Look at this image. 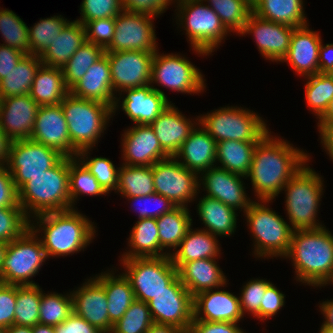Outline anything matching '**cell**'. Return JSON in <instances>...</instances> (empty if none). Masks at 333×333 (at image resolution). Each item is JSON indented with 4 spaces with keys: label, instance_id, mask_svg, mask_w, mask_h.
Returning a JSON list of instances; mask_svg holds the SVG:
<instances>
[{
    "label": "cell",
    "instance_id": "obj_1",
    "mask_svg": "<svg viewBox=\"0 0 333 333\" xmlns=\"http://www.w3.org/2000/svg\"><path fill=\"white\" fill-rule=\"evenodd\" d=\"M309 155L268 132L256 145L249 177L259 200H272L307 163Z\"/></svg>",
    "mask_w": 333,
    "mask_h": 333
},
{
    "label": "cell",
    "instance_id": "obj_2",
    "mask_svg": "<svg viewBox=\"0 0 333 333\" xmlns=\"http://www.w3.org/2000/svg\"><path fill=\"white\" fill-rule=\"evenodd\" d=\"M284 258L292 259L297 281L323 287L333 278V234L326 227L294 230Z\"/></svg>",
    "mask_w": 333,
    "mask_h": 333
},
{
    "label": "cell",
    "instance_id": "obj_3",
    "mask_svg": "<svg viewBox=\"0 0 333 333\" xmlns=\"http://www.w3.org/2000/svg\"><path fill=\"white\" fill-rule=\"evenodd\" d=\"M86 217L76 209L44 213L33 217L37 223L30 219V229L37 236L44 233L39 239L48 258L72 255L84 251L95 237L96 226Z\"/></svg>",
    "mask_w": 333,
    "mask_h": 333
},
{
    "label": "cell",
    "instance_id": "obj_4",
    "mask_svg": "<svg viewBox=\"0 0 333 333\" xmlns=\"http://www.w3.org/2000/svg\"><path fill=\"white\" fill-rule=\"evenodd\" d=\"M69 168L70 157H63L54 167L33 176L18 190L19 205L29 219L44 213L72 209Z\"/></svg>",
    "mask_w": 333,
    "mask_h": 333
},
{
    "label": "cell",
    "instance_id": "obj_5",
    "mask_svg": "<svg viewBox=\"0 0 333 333\" xmlns=\"http://www.w3.org/2000/svg\"><path fill=\"white\" fill-rule=\"evenodd\" d=\"M323 185L322 177L308 167L307 163L284 186L282 191L286 192L285 210L293 230L324 227L316 218Z\"/></svg>",
    "mask_w": 333,
    "mask_h": 333
},
{
    "label": "cell",
    "instance_id": "obj_6",
    "mask_svg": "<svg viewBox=\"0 0 333 333\" xmlns=\"http://www.w3.org/2000/svg\"><path fill=\"white\" fill-rule=\"evenodd\" d=\"M60 104L67 121L71 145L78 152L95 147L112 118L113 109L102 102L80 99L70 93Z\"/></svg>",
    "mask_w": 333,
    "mask_h": 333
},
{
    "label": "cell",
    "instance_id": "obj_7",
    "mask_svg": "<svg viewBox=\"0 0 333 333\" xmlns=\"http://www.w3.org/2000/svg\"><path fill=\"white\" fill-rule=\"evenodd\" d=\"M267 203L269 200L252 201L244 213L255 241L253 253L258 258H284L289 251L294 230Z\"/></svg>",
    "mask_w": 333,
    "mask_h": 333
},
{
    "label": "cell",
    "instance_id": "obj_8",
    "mask_svg": "<svg viewBox=\"0 0 333 333\" xmlns=\"http://www.w3.org/2000/svg\"><path fill=\"white\" fill-rule=\"evenodd\" d=\"M203 0H177V24L186 30L191 48L199 55L209 56L230 32L220 17ZM179 13V14H178Z\"/></svg>",
    "mask_w": 333,
    "mask_h": 333
},
{
    "label": "cell",
    "instance_id": "obj_9",
    "mask_svg": "<svg viewBox=\"0 0 333 333\" xmlns=\"http://www.w3.org/2000/svg\"><path fill=\"white\" fill-rule=\"evenodd\" d=\"M199 117V123L216 141L259 142L270 130L263 118L249 109L226 106Z\"/></svg>",
    "mask_w": 333,
    "mask_h": 333
},
{
    "label": "cell",
    "instance_id": "obj_10",
    "mask_svg": "<svg viewBox=\"0 0 333 333\" xmlns=\"http://www.w3.org/2000/svg\"><path fill=\"white\" fill-rule=\"evenodd\" d=\"M47 258L41 240L29 228L20 238L8 243L0 282L19 286L37 285L29 279L39 272Z\"/></svg>",
    "mask_w": 333,
    "mask_h": 333
},
{
    "label": "cell",
    "instance_id": "obj_11",
    "mask_svg": "<svg viewBox=\"0 0 333 333\" xmlns=\"http://www.w3.org/2000/svg\"><path fill=\"white\" fill-rule=\"evenodd\" d=\"M124 276L129 280L135 298L145 303L166 287L178 276V269L169 255L160 257H135L121 259Z\"/></svg>",
    "mask_w": 333,
    "mask_h": 333
},
{
    "label": "cell",
    "instance_id": "obj_12",
    "mask_svg": "<svg viewBox=\"0 0 333 333\" xmlns=\"http://www.w3.org/2000/svg\"><path fill=\"white\" fill-rule=\"evenodd\" d=\"M64 156L30 138L12 141L6 165L19 190L33 176L54 167Z\"/></svg>",
    "mask_w": 333,
    "mask_h": 333
},
{
    "label": "cell",
    "instance_id": "obj_13",
    "mask_svg": "<svg viewBox=\"0 0 333 333\" xmlns=\"http://www.w3.org/2000/svg\"><path fill=\"white\" fill-rule=\"evenodd\" d=\"M205 79L187 57L177 54H160L155 52L152 67L151 80L160 86L172 91L184 94H198L205 89Z\"/></svg>",
    "mask_w": 333,
    "mask_h": 333
},
{
    "label": "cell",
    "instance_id": "obj_14",
    "mask_svg": "<svg viewBox=\"0 0 333 333\" xmlns=\"http://www.w3.org/2000/svg\"><path fill=\"white\" fill-rule=\"evenodd\" d=\"M155 193L169 199L175 206L187 207L199 193V176L185 168L174 157L152 166ZM198 190V191H197Z\"/></svg>",
    "mask_w": 333,
    "mask_h": 333
},
{
    "label": "cell",
    "instance_id": "obj_15",
    "mask_svg": "<svg viewBox=\"0 0 333 333\" xmlns=\"http://www.w3.org/2000/svg\"><path fill=\"white\" fill-rule=\"evenodd\" d=\"M155 17L123 10L115 17V33L105 52H156L158 44L153 19Z\"/></svg>",
    "mask_w": 333,
    "mask_h": 333
},
{
    "label": "cell",
    "instance_id": "obj_16",
    "mask_svg": "<svg viewBox=\"0 0 333 333\" xmlns=\"http://www.w3.org/2000/svg\"><path fill=\"white\" fill-rule=\"evenodd\" d=\"M153 322L174 325L186 333L193 320V297L177 276L148 302Z\"/></svg>",
    "mask_w": 333,
    "mask_h": 333
},
{
    "label": "cell",
    "instance_id": "obj_17",
    "mask_svg": "<svg viewBox=\"0 0 333 333\" xmlns=\"http://www.w3.org/2000/svg\"><path fill=\"white\" fill-rule=\"evenodd\" d=\"M105 54L110 65L114 94L150 84L155 52L119 51Z\"/></svg>",
    "mask_w": 333,
    "mask_h": 333
},
{
    "label": "cell",
    "instance_id": "obj_18",
    "mask_svg": "<svg viewBox=\"0 0 333 333\" xmlns=\"http://www.w3.org/2000/svg\"><path fill=\"white\" fill-rule=\"evenodd\" d=\"M30 139L57 150L64 157H76L78 153L71 145L61 104L39 107Z\"/></svg>",
    "mask_w": 333,
    "mask_h": 333
},
{
    "label": "cell",
    "instance_id": "obj_19",
    "mask_svg": "<svg viewBox=\"0 0 333 333\" xmlns=\"http://www.w3.org/2000/svg\"><path fill=\"white\" fill-rule=\"evenodd\" d=\"M294 27L275 23L250 14L240 35L253 34L258 51L265 59L281 62L290 47Z\"/></svg>",
    "mask_w": 333,
    "mask_h": 333
},
{
    "label": "cell",
    "instance_id": "obj_20",
    "mask_svg": "<svg viewBox=\"0 0 333 333\" xmlns=\"http://www.w3.org/2000/svg\"><path fill=\"white\" fill-rule=\"evenodd\" d=\"M123 136V138H122ZM121 136L124 165L152 166L171 157L160 145L150 125H135Z\"/></svg>",
    "mask_w": 333,
    "mask_h": 333
},
{
    "label": "cell",
    "instance_id": "obj_21",
    "mask_svg": "<svg viewBox=\"0 0 333 333\" xmlns=\"http://www.w3.org/2000/svg\"><path fill=\"white\" fill-rule=\"evenodd\" d=\"M241 177L247 178L215 166L199 175V188L202 184L207 191L206 196L215 198L236 211L243 209L245 213L253 200L247 197Z\"/></svg>",
    "mask_w": 333,
    "mask_h": 333
},
{
    "label": "cell",
    "instance_id": "obj_22",
    "mask_svg": "<svg viewBox=\"0 0 333 333\" xmlns=\"http://www.w3.org/2000/svg\"><path fill=\"white\" fill-rule=\"evenodd\" d=\"M69 93L80 99L102 102L113 109V114L120 108L121 99L114 94L106 54L89 67L82 79L69 89Z\"/></svg>",
    "mask_w": 333,
    "mask_h": 333
},
{
    "label": "cell",
    "instance_id": "obj_23",
    "mask_svg": "<svg viewBox=\"0 0 333 333\" xmlns=\"http://www.w3.org/2000/svg\"><path fill=\"white\" fill-rule=\"evenodd\" d=\"M123 92L127 95L122 98L120 107L135 125H150L171 104L164 91L154 88L153 84L124 89L120 97Z\"/></svg>",
    "mask_w": 333,
    "mask_h": 333
},
{
    "label": "cell",
    "instance_id": "obj_24",
    "mask_svg": "<svg viewBox=\"0 0 333 333\" xmlns=\"http://www.w3.org/2000/svg\"><path fill=\"white\" fill-rule=\"evenodd\" d=\"M73 312L99 328L104 333H111L112 326L107 309V296L104 287L93 277L81 287L71 292Z\"/></svg>",
    "mask_w": 333,
    "mask_h": 333
},
{
    "label": "cell",
    "instance_id": "obj_25",
    "mask_svg": "<svg viewBox=\"0 0 333 333\" xmlns=\"http://www.w3.org/2000/svg\"><path fill=\"white\" fill-rule=\"evenodd\" d=\"M39 107L29 94L3 98L1 128L12 141L30 138Z\"/></svg>",
    "mask_w": 333,
    "mask_h": 333
},
{
    "label": "cell",
    "instance_id": "obj_26",
    "mask_svg": "<svg viewBox=\"0 0 333 333\" xmlns=\"http://www.w3.org/2000/svg\"><path fill=\"white\" fill-rule=\"evenodd\" d=\"M243 317L239 296L224 289L207 290L193 297V320L239 323Z\"/></svg>",
    "mask_w": 333,
    "mask_h": 333
},
{
    "label": "cell",
    "instance_id": "obj_27",
    "mask_svg": "<svg viewBox=\"0 0 333 333\" xmlns=\"http://www.w3.org/2000/svg\"><path fill=\"white\" fill-rule=\"evenodd\" d=\"M322 39L309 25L294 29L287 55L281 62H287L300 76L319 73V47Z\"/></svg>",
    "mask_w": 333,
    "mask_h": 333
},
{
    "label": "cell",
    "instance_id": "obj_28",
    "mask_svg": "<svg viewBox=\"0 0 333 333\" xmlns=\"http://www.w3.org/2000/svg\"><path fill=\"white\" fill-rule=\"evenodd\" d=\"M196 127L173 157L185 168L200 175L216 166L214 164H216L217 142L203 127L201 128L200 123Z\"/></svg>",
    "mask_w": 333,
    "mask_h": 333
},
{
    "label": "cell",
    "instance_id": "obj_29",
    "mask_svg": "<svg viewBox=\"0 0 333 333\" xmlns=\"http://www.w3.org/2000/svg\"><path fill=\"white\" fill-rule=\"evenodd\" d=\"M195 120L196 122L193 123L174 104H170L150 124V127L156 134L161 147L173 157L183 142L189 137L197 123H199L197 121L199 117Z\"/></svg>",
    "mask_w": 333,
    "mask_h": 333
},
{
    "label": "cell",
    "instance_id": "obj_30",
    "mask_svg": "<svg viewBox=\"0 0 333 333\" xmlns=\"http://www.w3.org/2000/svg\"><path fill=\"white\" fill-rule=\"evenodd\" d=\"M178 276L192 297L212 289L226 286L227 277L217 265L216 258L199 259L184 263Z\"/></svg>",
    "mask_w": 333,
    "mask_h": 333
},
{
    "label": "cell",
    "instance_id": "obj_31",
    "mask_svg": "<svg viewBox=\"0 0 333 333\" xmlns=\"http://www.w3.org/2000/svg\"><path fill=\"white\" fill-rule=\"evenodd\" d=\"M216 235L206 230L190 229L180 242L178 248L171 253L173 265L179 269L184 263L199 259L219 258L220 246Z\"/></svg>",
    "mask_w": 333,
    "mask_h": 333
},
{
    "label": "cell",
    "instance_id": "obj_32",
    "mask_svg": "<svg viewBox=\"0 0 333 333\" xmlns=\"http://www.w3.org/2000/svg\"><path fill=\"white\" fill-rule=\"evenodd\" d=\"M86 43L85 27L77 20L69 21L59 36L41 55L43 65L62 68L70 57Z\"/></svg>",
    "mask_w": 333,
    "mask_h": 333
},
{
    "label": "cell",
    "instance_id": "obj_33",
    "mask_svg": "<svg viewBox=\"0 0 333 333\" xmlns=\"http://www.w3.org/2000/svg\"><path fill=\"white\" fill-rule=\"evenodd\" d=\"M113 274V275H112ZM112 272H102L94 278L104 287L107 296V309L110 325L113 327L124 315L132 302L136 299L129 280L124 274Z\"/></svg>",
    "mask_w": 333,
    "mask_h": 333
},
{
    "label": "cell",
    "instance_id": "obj_34",
    "mask_svg": "<svg viewBox=\"0 0 333 333\" xmlns=\"http://www.w3.org/2000/svg\"><path fill=\"white\" fill-rule=\"evenodd\" d=\"M69 94L61 68L41 65L36 72L30 97L39 106L59 105Z\"/></svg>",
    "mask_w": 333,
    "mask_h": 333
},
{
    "label": "cell",
    "instance_id": "obj_35",
    "mask_svg": "<svg viewBox=\"0 0 333 333\" xmlns=\"http://www.w3.org/2000/svg\"><path fill=\"white\" fill-rule=\"evenodd\" d=\"M197 213L203 221V230L217 236H229L236 230L237 212L221 201L204 195L197 204Z\"/></svg>",
    "mask_w": 333,
    "mask_h": 333
},
{
    "label": "cell",
    "instance_id": "obj_36",
    "mask_svg": "<svg viewBox=\"0 0 333 333\" xmlns=\"http://www.w3.org/2000/svg\"><path fill=\"white\" fill-rule=\"evenodd\" d=\"M188 207L176 206L170 212L156 218L159 230V244L161 246V256L171 255L175 251L187 231L192 227V218ZM165 249H170L164 252Z\"/></svg>",
    "mask_w": 333,
    "mask_h": 333
},
{
    "label": "cell",
    "instance_id": "obj_37",
    "mask_svg": "<svg viewBox=\"0 0 333 333\" xmlns=\"http://www.w3.org/2000/svg\"><path fill=\"white\" fill-rule=\"evenodd\" d=\"M303 6V0H258L252 12L262 19L297 28L308 24Z\"/></svg>",
    "mask_w": 333,
    "mask_h": 333
},
{
    "label": "cell",
    "instance_id": "obj_38",
    "mask_svg": "<svg viewBox=\"0 0 333 333\" xmlns=\"http://www.w3.org/2000/svg\"><path fill=\"white\" fill-rule=\"evenodd\" d=\"M129 236L130 249L122 254L121 259L161 256L159 230L155 218L138 219Z\"/></svg>",
    "mask_w": 333,
    "mask_h": 333
},
{
    "label": "cell",
    "instance_id": "obj_39",
    "mask_svg": "<svg viewBox=\"0 0 333 333\" xmlns=\"http://www.w3.org/2000/svg\"><path fill=\"white\" fill-rule=\"evenodd\" d=\"M257 143L236 140L217 142L216 162L221 163V166L216 167L246 177L251 168Z\"/></svg>",
    "mask_w": 333,
    "mask_h": 333
},
{
    "label": "cell",
    "instance_id": "obj_40",
    "mask_svg": "<svg viewBox=\"0 0 333 333\" xmlns=\"http://www.w3.org/2000/svg\"><path fill=\"white\" fill-rule=\"evenodd\" d=\"M42 65L40 56L27 54L5 78L0 80L3 98L29 94L35 75Z\"/></svg>",
    "mask_w": 333,
    "mask_h": 333
},
{
    "label": "cell",
    "instance_id": "obj_41",
    "mask_svg": "<svg viewBox=\"0 0 333 333\" xmlns=\"http://www.w3.org/2000/svg\"><path fill=\"white\" fill-rule=\"evenodd\" d=\"M124 197L146 196L155 193L151 166L121 165L116 193Z\"/></svg>",
    "mask_w": 333,
    "mask_h": 333
},
{
    "label": "cell",
    "instance_id": "obj_42",
    "mask_svg": "<svg viewBox=\"0 0 333 333\" xmlns=\"http://www.w3.org/2000/svg\"><path fill=\"white\" fill-rule=\"evenodd\" d=\"M105 54V49L99 45L84 43L62 66L64 83L70 89L86 74L90 66Z\"/></svg>",
    "mask_w": 333,
    "mask_h": 333
},
{
    "label": "cell",
    "instance_id": "obj_43",
    "mask_svg": "<svg viewBox=\"0 0 333 333\" xmlns=\"http://www.w3.org/2000/svg\"><path fill=\"white\" fill-rule=\"evenodd\" d=\"M42 289L37 285H16L14 325L33 327L39 323Z\"/></svg>",
    "mask_w": 333,
    "mask_h": 333
},
{
    "label": "cell",
    "instance_id": "obj_44",
    "mask_svg": "<svg viewBox=\"0 0 333 333\" xmlns=\"http://www.w3.org/2000/svg\"><path fill=\"white\" fill-rule=\"evenodd\" d=\"M305 98L307 107L320 119L333 99V77L329 73H316L305 77Z\"/></svg>",
    "mask_w": 333,
    "mask_h": 333
},
{
    "label": "cell",
    "instance_id": "obj_45",
    "mask_svg": "<svg viewBox=\"0 0 333 333\" xmlns=\"http://www.w3.org/2000/svg\"><path fill=\"white\" fill-rule=\"evenodd\" d=\"M220 17L223 25L229 32L239 35L250 14L252 6L245 0H203ZM210 4V5H209Z\"/></svg>",
    "mask_w": 333,
    "mask_h": 333
},
{
    "label": "cell",
    "instance_id": "obj_46",
    "mask_svg": "<svg viewBox=\"0 0 333 333\" xmlns=\"http://www.w3.org/2000/svg\"><path fill=\"white\" fill-rule=\"evenodd\" d=\"M69 193L72 209H75V202L82 194L91 196L108 194L77 157L70 158Z\"/></svg>",
    "mask_w": 333,
    "mask_h": 333
},
{
    "label": "cell",
    "instance_id": "obj_47",
    "mask_svg": "<svg viewBox=\"0 0 333 333\" xmlns=\"http://www.w3.org/2000/svg\"><path fill=\"white\" fill-rule=\"evenodd\" d=\"M28 26L12 10L0 9V32L3 44L17 49L23 53L30 54V43Z\"/></svg>",
    "mask_w": 333,
    "mask_h": 333
},
{
    "label": "cell",
    "instance_id": "obj_48",
    "mask_svg": "<svg viewBox=\"0 0 333 333\" xmlns=\"http://www.w3.org/2000/svg\"><path fill=\"white\" fill-rule=\"evenodd\" d=\"M67 294V295H66ZM57 292L43 293L39 307V323L48 326H57L67 319L73 312V299L68 294Z\"/></svg>",
    "mask_w": 333,
    "mask_h": 333
},
{
    "label": "cell",
    "instance_id": "obj_49",
    "mask_svg": "<svg viewBox=\"0 0 333 333\" xmlns=\"http://www.w3.org/2000/svg\"><path fill=\"white\" fill-rule=\"evenodd\" d=\"M69 21L61 15L40 19L28 28L30 54L40 56L53 43L56 36Z\"/></svg>",
    "mask_w": 333,
    "mask_h": 333
},
{
    "label": "cell",
    "instance_id": "obj_50",
    "mask_svg": "<svg viewBox=\"0 0 333 333\" xmlns=\"http://www.w3.org/2000/svg\"><path fill=\"white\" fill-rule=\"evenodd\" d=\"M89 150L92 151L91 149L79 151L76 157L85 165L107 193L112 190L116 191L120 167L115 168V165L108 158L94 157L90 159Z\"/></svg>",
    "mask_w": 333,
    "mask_h": 333
},
{
    "label": "cell",
    "instance_id": "obj_51",
    "mask_svg": "<svg viewBox=\"0 0 333 333\" xmlns=\"http://www.w3.org/2000/svg\"><path fill=\"white\" fill-rule=\"evenodd\" d=\"M153 323L148 303L135 299L111 333H146Z\"/></svg>",
    "mask_w": 333,
    "mask_h": 333
},
{
    "label": "cell",
    "instance_id": "obj_52",
    "mask_svg": "<svg viewBox=\"0 0 333 333\" xmlns=\"http://www.w3.org/2000/svg\"><path fill=\"white\" fill-rule=\"evenodd\" d=\"M30 228V219L22 208H0V241L10 243Z\"/></svg>",
    "mask_w": 333,
    "mask_h": 333
},
{
    "label": "cell",
    "instance_id": "obj_53",
    "mask_svg": "<svg viewBox=\"0 0 333 333\" xmlns=\"http://www.w3.org/2000/svg\"><path fill=\"white\" fill-rule=\"evenodd\" d=\"M272 282L266 279H252L242 286L243 290L239 294L240 308L244 316L245 313L252 314L253 317L260 319V303H263L264 294L266 289Z\"/></svg>",
    "mask_w": 333,
    "mask_h": 333
},
{
    "label": "cell",
    "instance_id": "obj_54",
    "mask_svg": "<svg viewBox=\"0 0 333 333\" xmlns=\"http://www.w3.org/2000/svg\"><path fill=\"white\" fill-rule=\"evenodd\" d=\"M79 9L81 17L76 20L83 25L95 19L115 18L123 11L122 0H83Z\"/></svg>",
    "mask_w": 333,
    "mask_h": 333
},
{
    "label": "cell",
    "instance_id": "obj_55",
    "mask_svg": "<svg viewBox=\"0 0 333 333\" xmlns=\"http://www.w3.org/2000/svg\"><path fill=\"white\" fill-rule=\"evenodd\" d=\"M86 41L106 49L115 33V18H102L84 24Z\"/></svg>",
    "mask_w": 333,
    "mask_h": 333
},
{
    "label": "cell",
    "instance_id": "obj_56",
    "mask_svg": "<svg viewBox=\"0 0 333 333\" xmlns=\"http://www.w3.org/2000/svg\"><path fill=\"white\" fill-rule=\"evenodd\" d=\"M125 198L135 203L138 202V204H140L141 206L144 204L143 207H140V209H138V219L142 218L156 219L166 214L167 212H170L172 209L176 207L169 199L157 193L146 196L125 197ZM150 202L151 205L153 203L155 204V205L153 204L155 208L151 209V206L147 205V203L150 204Z\"/></svg>",
    "mask_w": 333,
    "mask_h": 333
},
{
    "label": "cell",
    "instance_id": "obj_57",
    "mask_svg": "<svg viewBox=\"0 0 333 333\" xmlns=\"http://www.w3.org/2000/svg\"><path fill=\"white\" fill-rule=\"evenodd\" d=\"M16 285L0 282V327L9 328L14 322Z\"/></svg>",
    "mask_w": 333,
    "mask_h": 333
},
{
    "label": "cell",
    "instance_id": "obj_58",
    "mask_svg": "<svg viewBox=\"0 0 333 333\" xmlns=\"http://www.w3.org/2000/svg\"><path fill=\"white\" fill-rule=\"evenodd\" d=\"M176 0H122L123 10L157 17Z\"/></svg>",
    "mask_w": 333,
    "mask_h": 333
},
{
    "label": "cell",
    "instance_id": "obj_59",
    "mask_svg": "<svg viewBox=\"0 0 333 333\" xmlns=\"http://www.w3.org/2000/svg\"><path fill=\"white\" fill-rule=\"evenodd\" d=\"M0 208H22L19 205L18 189L6 166H0Z\"/></svg>",
    "mask_w": 333,
    "mask_h": 333
},
{
    "label": "cell",
    "instance_id": "obj_60",
    "mask_svg": "<svg viewBox=\"0 0 333 333\" xmlns=\"http://www.w3.org/2000/svg\"><path fill=\"white\" fill-rule=\"evenodd\" d=\"M285 305V295L271 284L264 294L263 303H260V319L263 321L277 314Z\"/></svg>",
    "mask_w": 333,
    "mask_h": 333
},
{
    "label": "cell",
    "instance_id": "obj_61",
    "mask_svg": "<svg viewBox=\"0 0 333 333\" xmlns=\"http://www.w3.org/2000/svg\"><path fill=\"white\" fill-rule=\"evenodd\" d=\"M188 333H246L237 323L192 320Z\"/></svg>",
    "mask_w": 333,
    "mask_h": 333
},
{
    "label": "cell",
    "instance_id": "obj_62",
    "mask_svg": "<svg viewBox=\"0 0 333 333\" xmlns=\"http://www.w3.org/2000/svg\"><path fill=\"white\" fill-rule=\"evenodd\" d=\"M54 329L56 333H104L74 312Z\"/></svg>",
    "mask_w": 333,
    "mask_h": 333
},
{
    "label": "cell",
    "instance_id": "obj_63",
    "mask_svg": "<svg viewBox=\"0 0 333 333\" xmlns=\"http://www.w3.org/2000/svg\"><path fill=\"white\" fill-rule=\"evenodd\" d=\"M26 54L11 48L9 46L0 45V80L5 78L7 74L15 68L20 60Z\"/></svg>",
    "mask_w": 333,
    "mask_h": 333
},
{
    "label": "cell",
    "instance_id": "obj_64",
    "mask_svg": "<svg viewBox=\"0 0 333 333\" xmlns=\"http://www.w3.org/2000/svg\"><path fill=\"white\" fill-rule=\"evenodd\" d=\"M333 69V43L319 47V73H329Z\"/></svg>",
    "mask_w": 333,
    "mask_h": 333
},
{
    "label": "cell",
    "instance_id": "obj_65",
    "mask_svg": "<svg viewBox=\"0 0 333 333\" xmlns=\"http://www.w3.org/2000/svg\"><path fill=\"white\" fill-rule=\"evenodd\" d=\"M323 148L333 161V123H318Z\"/></svg>",
    "mask_w": 333,
    "mask_h": 333
},
{
    "label": "cell",
    "instance_id": "obj_66",
    "mask_svg": "<svg viewBox=\"0 0 333 333\" xmlns=\"http://www.w3.org/2000/svg\"><path fill=\"white\" fill-rule=\"evenodd\" d=\"M11 143L12 140L6 135L0 126V166H6L8 163Z\"/></svg>",
    "mask_w": 333,
    "mask_h": 333
},
{
    "label": "cell",
    "instance_id": "obj_67",
    "mask_svg": "<svg viewBox=\"0 0 333 333\" xmlns=\"http://www.w3.org/2000/svg\"><path fill=\"white\" fill-rule=\"evenodd\" d=\"M319 308L321 309L320 311L325 318V321L322 324L329 328H333V299H327V301H323L320 303Z\"/></svg>",
    "mask_w": 333,
    "mask_h": 333
},
{
    "label": "cell",
    "instance_id": "obj_68",
    "mask_svg": "<svg viewBox=\"0 0 333 333\" xmlns=\"http://www.w3.org/2000/svg\"><path fill=\"white\" fill-rule=\"evenodd\" d=\"M146 333H186L182 329L168 324L153 323Z\"/></svg>",
    "mask_w": 333,
    "mask_h": 333
},
{
    "label": "cell",
    "instance_id": "obj_69",
    "mask_svg": "<svg viewBox=\"0 0 333 333\" xmlns=\"http://www.w3.org/2000/svg\"><path fill=\"white\" fill-rule=\"evenodd\" d=\"M318 123H333V99L325 114L319 119Z\"/></svg>",
    "mask_w": 333,
    "mask_h": 333
},
{
    "label": "cell",
    "instance_id": "obj_70",
    "mask_svg": "<svg viewBox=\"0 0 333 333\" xmlns=\"http://www.w3.org/2000/svg\"><path fill=\"white\" fill-rule=\"evenodd\" d=\"M32 332L33 333H56L54 326H48L44 324H36L35 326L32 327Z\"/></svg>",
    "mask_w": 333,
    "mask_h": 333
},
{
    "label": "cell",
    "instance_id": "obj_71",
    "mask_svg": "<svg viewBox=\"0 0 333 333\" xmlns=\"http://www.w3.org/2000/svg\"><path fill=\"white\" fill-rule=\"evenodd\" d=\"M8 333H33L30 326L12 325L8 328Z\"/></svg>",
    "mask_w": 333,
    "mask_h": 333
},
{
    "label": "cell",
    "instance_id": "obj_72",
    "mask_svg": "<svg viewBox=\"0 0 333 333\" xmlns=\"http://www.w3.org/2000/svg\"><path fill=\"white\" fill-rule=\"evenodd\" d=\"M7 247H8V243H6L4 241H0V275H1V267H2L3 261L6 257Z\"/></svg>",
    "mask_w": 333,
    "mask_h": 333
},
{
    "label": "cell",
    "instance_id": "obj_73",
    "mask_svg": "<svg viewBox=\"0 0 333 333\" xmlns=\"http://www.w3.org/2000/svg\"><path fill=\"white\" fill-rule=\"evenodd\" d=\"M319 333H333V328H329L322 324L320 327Z\"/></svg>",
    "mask_w": 333,
    "mask_h": 333
},
{
    "label": "cell",
    "instance_id": "obj_74",
    "mask_svg": "<svg viewBox=\"0 0 333 333\" xmlns=\"http://www.w3.org/2000/svg\"><path fill=\"white\" fill-rule=\"evenodd\" d=\"M245 1L253 7L258 0H245Z\"/></svg>",
    "mask_w": 333,
    "mask_h": 333
},
{
    "label": "cell",
    "instance_id": "obj_75",
    "mask_svg": "<svg viewBox=\"0 0 333 333\" xmlns=\"http://www.w3.org/2000/svg\"><path fill=\"white\" fill-rule=\"evenodd\" d=\"M0 333H8V329L4 327H0Z\"/></svg>",
    "mask_w": 333,
    "mask_h": 333
},
{
    "label": "cell",
    "instance_id": "obj_76",
    "mask_svg": "<svg viewBox=\"0 0 333 333\" xmlns=\"http://www.w3.org/2000/svg\"><path fill=\"white\" fill-rule=\"evenodd\" d=\"M2 103H3V96H2V93L0 92V109L2 107Z\"/></svg>",
    "mask_w": 333,
    "mask_h": 333
},
{
    "label": "cell",
    "instance_id": "obj_77",
    "mask_svg": "<svg viewBox=\"0 0 333 333\" xmlns=\"http://www.w3.org/2000/svg\"><path fill=\"white\" fill-rule=\"evenodd\" d=\"M329 74L333 77V69L329 72Z\"/></svg>",
    "mask_w": 333,
    "mask_h": 333
}]
</instances>
